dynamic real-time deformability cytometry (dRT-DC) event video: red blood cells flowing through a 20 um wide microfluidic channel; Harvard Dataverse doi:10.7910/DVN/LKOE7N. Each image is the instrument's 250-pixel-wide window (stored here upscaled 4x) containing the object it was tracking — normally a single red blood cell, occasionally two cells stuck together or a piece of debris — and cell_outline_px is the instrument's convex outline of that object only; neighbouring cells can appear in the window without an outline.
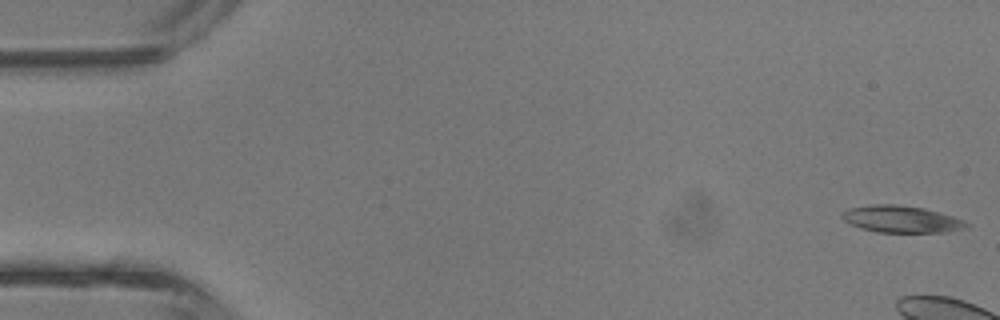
{"species": "common noctule bat (a hibernating species)", "species_latin": "Nyctalus noctula", "temperature_condition": "room temperature", "stored_images_in_passage": 6, "camera_frame_rate_fps": 3000, "um_per_image_px": 0.085, "animal": {"sex": "male", "body_mass_g": 13.3}, "frame": {"image": 1, "passage_image": 1, "time_ms": 0.0, "image_size_px": [1000, 320], "cell_outline_px": [[968, 228], [944, 232], [876, 232], [860, 228], [844, 220], [840, 216], [848, 208], [872, 204], [896, 204], [924, 208], [952, 216], [964, 220], [968, 224]], "centroid_in_image_um": [76.61, 18.62], "position_along_channel_um": 8.4, "area_um2": 19.42}}